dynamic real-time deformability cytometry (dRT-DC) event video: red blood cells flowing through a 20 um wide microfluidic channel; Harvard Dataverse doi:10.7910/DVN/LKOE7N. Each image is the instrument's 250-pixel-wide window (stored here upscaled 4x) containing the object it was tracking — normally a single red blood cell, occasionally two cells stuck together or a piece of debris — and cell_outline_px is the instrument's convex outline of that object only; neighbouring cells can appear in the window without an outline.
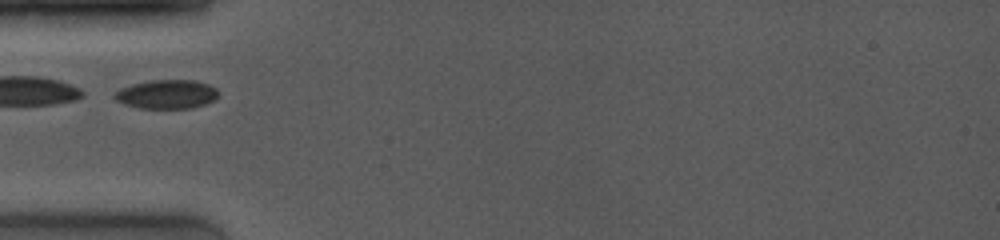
{"species": "common noctule bat (a hibernating species)", "species_latin": "Nyctalus noctula", "temperature_condition": "room temperature", "stored_images_in_passage": 12, "camera_frame_rate_fps": 4000, "um_per_image_px": 0.085, "animal": {"sex": "female", "body_mass_g": 19.0, "forearm_length_mm": 53.3}, "frame": {"image": 1, "passage_image": 1, "time_ms": 0.0, "image_size_px": [1000, 240], "cell_outline_px": [[220, 96], [204, 104], [192, 108], [140, 108], [124, 104], [116, 100], [112, 96], [120, 88], [132, 84], [148, 80], [192, 80], [208, 84], [216, 88], [220, 92]], "centroid_in_image_um": [14.17, 8.0], "position_along_channel_um": 70.8, "area_um2": 17.57}}